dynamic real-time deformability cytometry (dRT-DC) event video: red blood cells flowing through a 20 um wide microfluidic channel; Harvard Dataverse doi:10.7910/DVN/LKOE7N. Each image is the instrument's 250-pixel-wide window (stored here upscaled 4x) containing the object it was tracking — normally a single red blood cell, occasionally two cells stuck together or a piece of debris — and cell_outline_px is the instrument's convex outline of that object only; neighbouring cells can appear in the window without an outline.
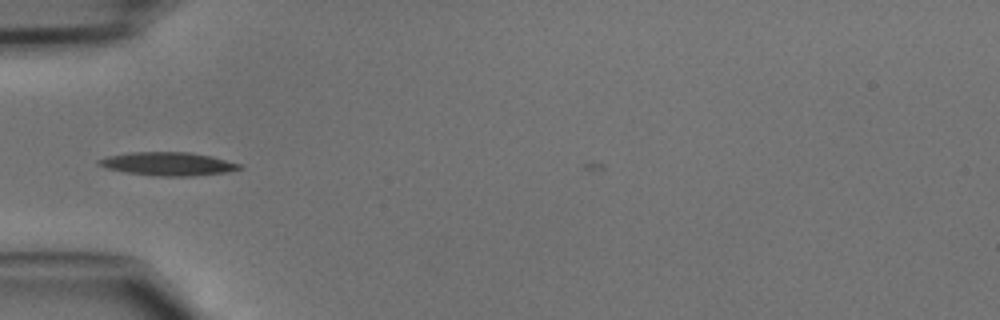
{"species": "common noctule bat (a hibernating species)", "species_latin": "Nyctalus noctula", "temperature_condition": "cold", "stored_images_in_passage": 5, "camera_frame_rate_fps": 3000, "um_per_image_px": 0.085, "animal": {"sex": "male", "body_mass_g": 15.6}, "frame": {"image": 1, "passage_image": 2, "time_ms": 0.333, "image_size_px": [1000, 320], "cell_outline_px": [[244, 168], [224, 172], [192, 176], [156, 176], [124, 172], [108, 168], [96, 164], [96, 160], [108, 156], [128, 152], [188, 152], [212, 156], [240, 164]], "centroid_in_image_um": [14.24, 13.92], "position_along_channel_um": 70.8, "area_um2": 19.13}}